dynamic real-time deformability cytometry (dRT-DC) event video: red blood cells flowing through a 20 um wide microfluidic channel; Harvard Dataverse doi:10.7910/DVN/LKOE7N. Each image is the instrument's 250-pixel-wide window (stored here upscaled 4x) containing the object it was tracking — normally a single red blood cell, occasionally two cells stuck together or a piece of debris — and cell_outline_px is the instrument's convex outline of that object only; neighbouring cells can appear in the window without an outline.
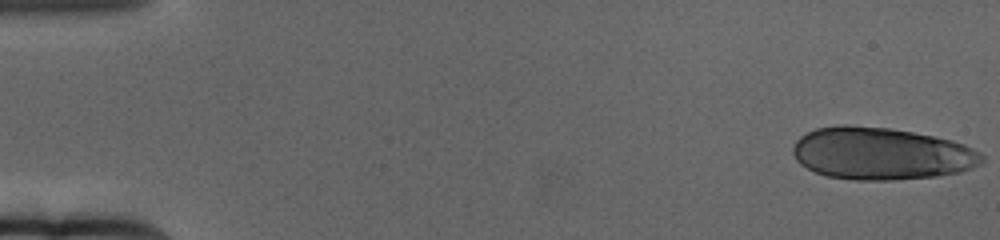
{"species": "human", "species_latin": "Homo sapiens", "temperature_condition": "cold", "stored_images_in_passage": 21, "camera_frame_rate_fps": 3000, "um_per_image_px": 0.085, "donor": {"sex": "female"}, "frame": {"image": 1, "passage_image": 1, "time_ms": 0.0, "image_size_px": [1000, 240], "cell_outline_px": [[984, 160], [980, 164], [972, 168], [960, 172], [936, 176], [892, 180], [856, 180], [828, 176], [816, 172], [800, 164], [796, 160], [792, 152], [792, 148], [796, 140], [800, 136], [816, 128], [844, 124], [888, 128], [912, 132], [952, 140], [964, 144], [980, 152], [984, 156]], "centroid_in_image_um": [74.9, 13.05], "position_along_channel_um": 10.1, "area_um2": 57.63}}
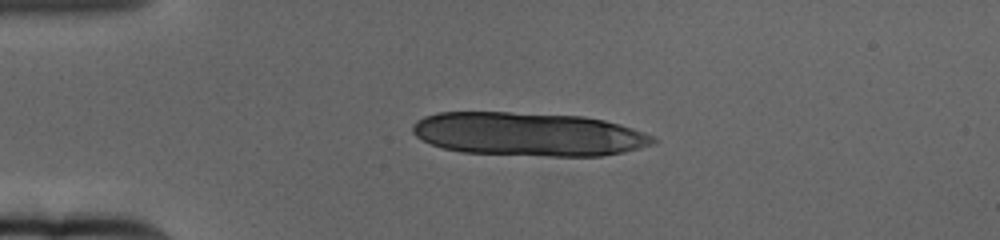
{"frame": {"image": 2, "passage_image": 15, "time_ms": 4.667, "image_size_px": [1000, 240], "cell_outline_px": [[656, 140], [652, 144], [624, 152], [600, 156], [548, 156], [460, 152], [444, 148], [432, 144], [416, 136], [412, 132], [412, 124], [416, 120], [424, 116], [436, 112], [508, 112], [584, 116], [604, 120], [620, 124], [644, 132], [652, 136]], "centroid_in_image_um": [44.89, 11.4], "position_along_channel_um": 40.1, "area_um2": 61.15}}